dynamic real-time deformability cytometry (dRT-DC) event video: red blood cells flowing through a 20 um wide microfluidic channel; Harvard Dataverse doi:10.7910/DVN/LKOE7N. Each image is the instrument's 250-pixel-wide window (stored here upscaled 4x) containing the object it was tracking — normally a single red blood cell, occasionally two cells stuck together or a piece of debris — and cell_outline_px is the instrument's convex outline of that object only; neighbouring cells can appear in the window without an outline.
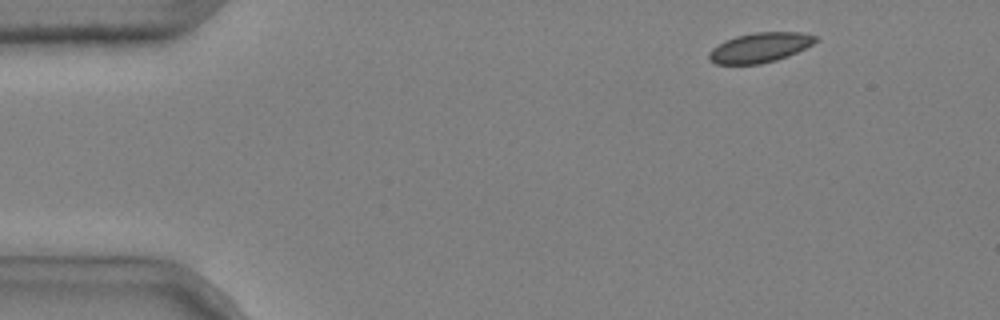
{"species": "common noctule bat (a hibernating species)", "species_latin": "Nyctalus noctula", "temperature_condition": "cold", "stored_images_in_passage": 6, "camera_frame_rate_fps": 3000, "um_per_image_px": 0.085, "animal": {"sex": "male", "body_mass_g": 20.4}, "frame": {"image": 1, "passage_image": 1, "time_ms": 0.0, "image_size_px": [1000, 320], "cell_outline_px": [[820, 40], [788, 56], [776, 60], [760, 64], [716, 64], [708, 60], [708, 52], [712, 48], [724, 40], [736, 36], [756, 32], [804, 32], [820, 36]], "centroid_in_image_um": [64.61, 4.03], "position_along_channel_um": 20.4, "area_um2": 18.73}}
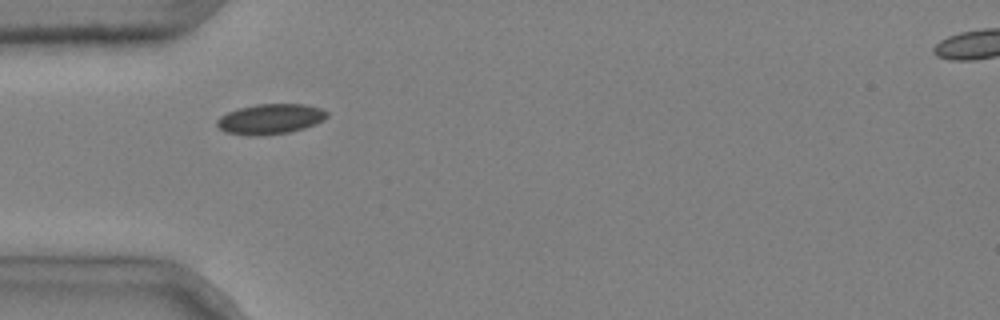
{"frame": {"image": 2, "passage_image": 4, "time_ms": 1.0, "image_size_px": [1000, 320], "cell_outline_px": [[328, 116], [324, 120], [316, 124], [304, 128], [288, 132], [260, 136], [248, 136], [224, 132], [216, 124], [216, 120], [220, 116], [236, 108], [256, 104], [308, 104], [320, 108], [328, 112]], "centroid_in_image_um": [22.97, 10.11], "position_along_channel_um": 62.0, "area_um2": 19.65}}